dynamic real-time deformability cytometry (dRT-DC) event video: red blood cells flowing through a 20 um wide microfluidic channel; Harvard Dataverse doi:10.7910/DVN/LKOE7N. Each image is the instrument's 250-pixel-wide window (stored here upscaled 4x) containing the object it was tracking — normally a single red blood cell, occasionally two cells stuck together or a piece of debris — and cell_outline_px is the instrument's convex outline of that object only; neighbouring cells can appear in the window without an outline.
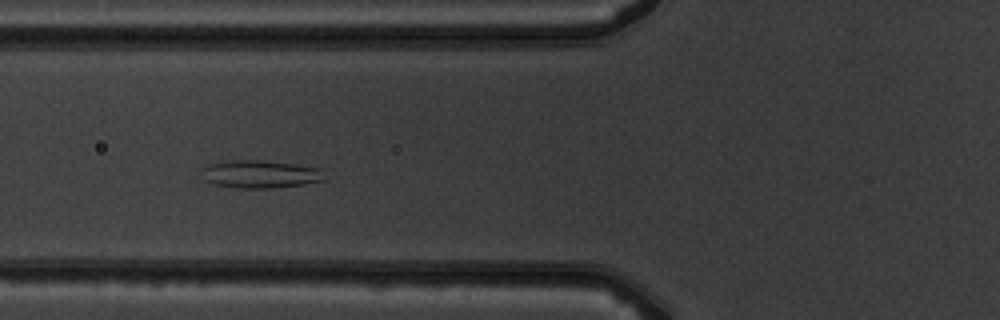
{"species": "common noctule bat (a hibernating species)", "species_latin": "Nyctalus noctula", "temperature_condition": "warm", "stored_images_in_passage": 8, "camera_frame_rate_fps": 3000, "um_per_image_px": 0.085, "animal": {"sex": "male", "body_mass_g": 19.5, "forearm_length_mm": 54.6}, "frame": {"image": 1, "passage_image": 6, "time_ms": 5.667, "image_size_px": [1000, 320], "cell_outline_px": [[324, 180], [304, 184], [272, 188], [240, 188], [216, 184], [204, 180], [204, 168], [208, 164], [224, 160], [256, 160], [292, 164], [324, 168]], "centroid_in_image_um": [22.16, 14.79], "position_along_channel_um": 103.6, "area_um2": 19.77}}